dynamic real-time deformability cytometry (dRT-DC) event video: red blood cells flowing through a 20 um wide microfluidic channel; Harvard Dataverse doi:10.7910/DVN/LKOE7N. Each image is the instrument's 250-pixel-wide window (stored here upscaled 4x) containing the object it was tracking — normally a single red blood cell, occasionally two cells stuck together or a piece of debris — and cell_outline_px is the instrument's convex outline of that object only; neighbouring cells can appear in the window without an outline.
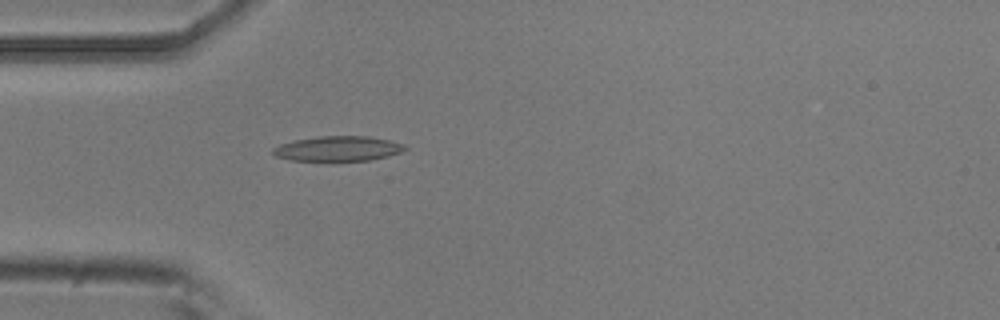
{"species": "common noctule bat (a hibernating species)", "species_latin": "Nyctalus noctula", "temperature_condition": "room temperature", "stored_images_in_passage": 4, "camera_frame_rate_fps": 3000, "um_per_image_px": 0.085, "animal": {"sex": "male", "body_mass_g": 20.5, "forearm_length_mm": 52.5}, "frame": {"image": 1, "passage_image": 4, "time_ms": 4.333, "image_size_px": [1000, 320], "cell_outline_px": [[408, 148], [400, 152], [388, 156], [372, 160], [336, 164], [288, 160], [276, 156], [272, 152], [272, 148], [280, 144], [296, 140], [316, 136], [368, 136], [388, 140], [404, 144]], "centroid_in_image_um": [28.69, 12.69], "position_along_channel_um": 56.3, "area_um2": 20.29}}